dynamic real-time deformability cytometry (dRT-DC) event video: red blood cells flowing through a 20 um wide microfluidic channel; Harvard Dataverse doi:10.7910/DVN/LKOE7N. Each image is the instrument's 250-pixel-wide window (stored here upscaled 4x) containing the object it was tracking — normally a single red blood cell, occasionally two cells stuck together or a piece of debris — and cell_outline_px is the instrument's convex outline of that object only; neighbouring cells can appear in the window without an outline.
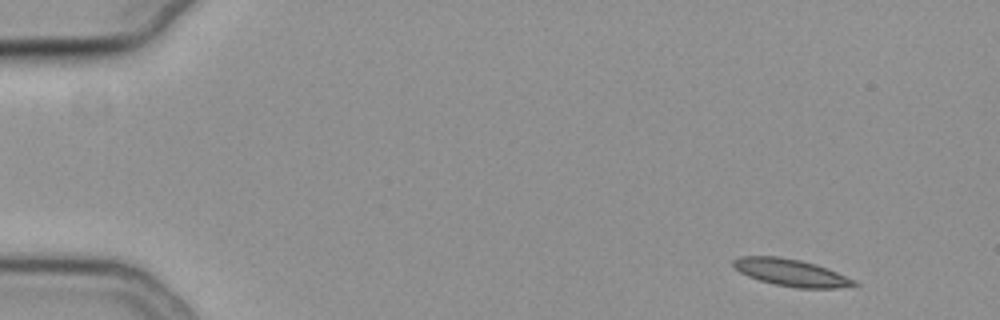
{"species": "common noctule bat (a hibernating species)", "species_latin": "Nyctalus noctula", "temperature_condition": "cold", "stored_images_in_passage": 55, "camera_frame_rate_fps": 3000, "um_per_image_px": 0.085, "animal": {"sex": "female", "body_mass_g": 19.3, "forearm_length_mm": 54.1}, "frame": {"image": 1, "passage_image": 4, "time_ms": 1.0, "image_size_px": [1000, 320], "cell_outline_px": [[860, 284], [836, 288], [796, 288], [776, 284], [760, 280], [748, 276], [740, 272], [732, 264], [732, 260], [740, 256], [780, 256], [800, 260], [816, 264], [856, 280]], "centroid_in_image_um": [67.23, 23.16], "position_along_channel_um": 17.8, "area_um2": 18.96}}
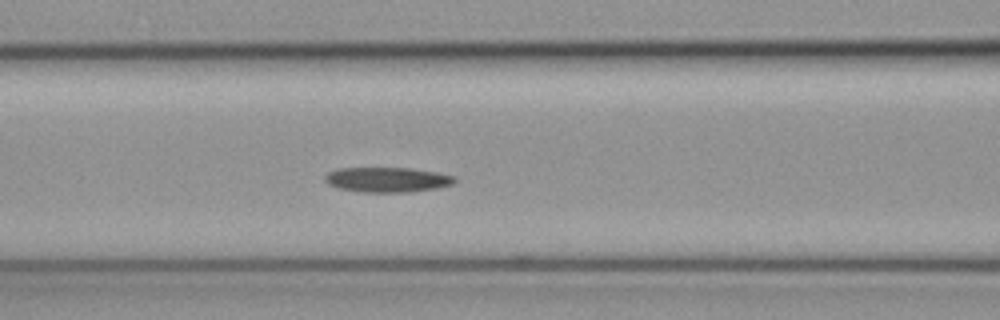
{"frame": {"image": 2, "passage_image": 23, "time_ms": 7.333, "image_size_px": [1000, 320], "cell_outline_px": [[456, 180], [452, 184], [436, 188], [408, 192], [364, 192], [336, 188], [328, 184], [324, 180], [324, 176], [328, 172], [336, 168], [412, 168], [436, 172], [456, 176]], "centroid_in_image_um": [32.88, 15.27], "position_along_channel_um": 133.7, "area_um2": 18.96}}
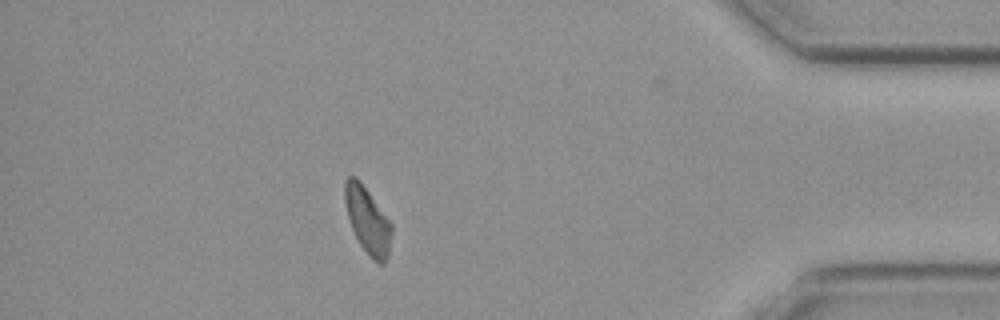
{"frame": {"image": 3, "passage_image": 48, "time_ms": 15.667, "image_size_px": [1000, 320], "cell_outline_px": [[392, 232], [388, 256], [384, 264], [380, 264], [372, 260], [368, 256], [360, 244], [352, 228], [348, 216], [344, 200], [344, 180], [348, 176], [356, 176], [360, 180], [392, 224]], "centroid_in_image_um": [31.24, 18.73], "position_along_channel_um": 404.0, "area_um2": 18.15}, "authors_computed_cell_mechanics": {"area_um2": 18.8428, "velocity_mm_per_s": 3.7562, "shape_relaxation_time_tau1_ms": 8.41, "shape_relaxation_time_tau2_ms": null, "deformation_change_tau1": 0.1483, "deformation_change_tau2": null}}